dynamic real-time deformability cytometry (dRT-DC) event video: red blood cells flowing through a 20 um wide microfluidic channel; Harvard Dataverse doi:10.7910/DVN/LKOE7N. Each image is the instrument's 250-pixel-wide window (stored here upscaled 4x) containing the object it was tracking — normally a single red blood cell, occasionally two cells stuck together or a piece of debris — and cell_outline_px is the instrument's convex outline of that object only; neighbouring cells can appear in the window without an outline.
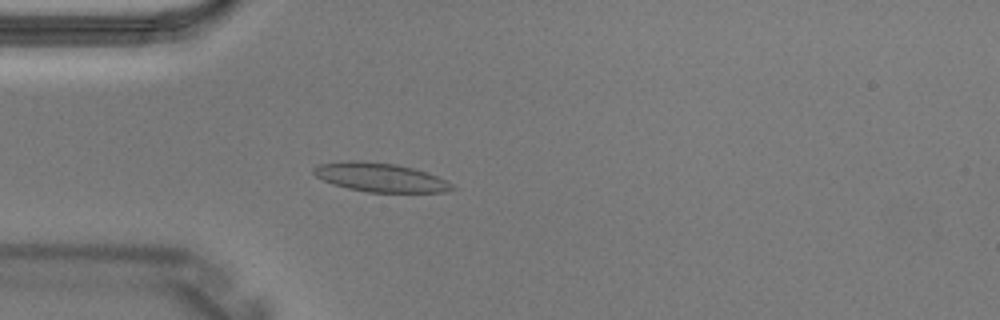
{"species": "Egyptian fruit bat (a non-hibernating species)", "species_latin": "Rousettus aegyptiacus", "temperature_condition": "warm", "stored_images_in_passage": 2, "camera_frame_rate_fps": 3000, "um_per_image_px": 0.085, "animal": {"sex": "male"}, "frame": {"image": 1, "passage_image": 2, "time_ms": 0.333, "image_size_px": [1000, 320], "cell_outline_px": [[456, 188], [444, 192], [368, 192], [348, 188], [332, 184], [316, 176], [312, 172], [312, 168], [320, 164], [352, 160], [360, 160], [396, 164], [428, 172], [452, 184]], "centroid_in_image_um": [32.31, 15.07], "position_along_channel_um": 52.7, "area_um2": 23.18}}